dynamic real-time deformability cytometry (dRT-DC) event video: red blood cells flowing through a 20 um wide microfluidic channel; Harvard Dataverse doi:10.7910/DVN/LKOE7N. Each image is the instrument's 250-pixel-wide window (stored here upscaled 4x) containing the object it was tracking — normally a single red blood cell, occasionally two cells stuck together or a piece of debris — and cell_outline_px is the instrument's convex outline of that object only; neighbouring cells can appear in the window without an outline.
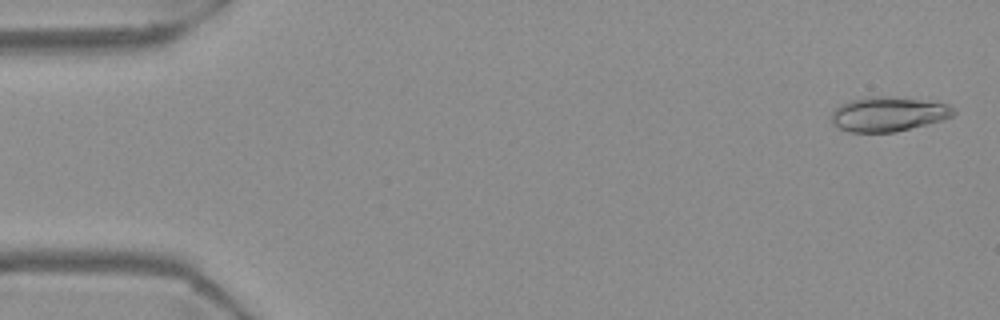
{"species": "Egyptian fruit bat (a non-hibernating species)", "species_latin": "Rousettus aegyptiacus", "temperature_condition": "warm", "stored_images_in_passage": 55, "camera_frame_rate_fps": 3000, "um_per_image_px": 0.085, "frame": {"image": 1, "passage_image": 2, "time_ms": 0.333, "image_size_px": [1000, 320], "cell_outline_px": [[956, 112], [952, 116], [940, 120], [896, 132], [848, 132], [832, 124], [832, 112], [840, 104], [848, 100], [868, 96], [888, 96], [920, 100], [948, 104]], "centroid_in_image_um": [75.44, 9.69], "position_along_channel_um": 9.6, "area_um2": 24.45}}
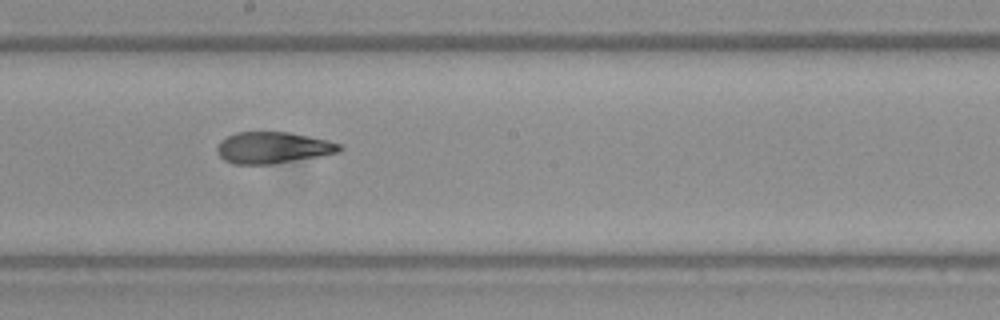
{"frame": {"image": 2, "passage_image": 30, "time_ms": 9.667, "image_size_px": [1000, 320], "cell_outline_px": [[344, 148], [340, 152], [320, 156], [272, 164], [232, 164], [224, 160], [216, 152], [216, 148], [220, 140], [236, 132], [288, 132], [328, 140], [340, 144]], "centroid_in_image_um": [23.19, 12.55], "position_along_channel_um": 225.0, "area_um2": 22.54}}
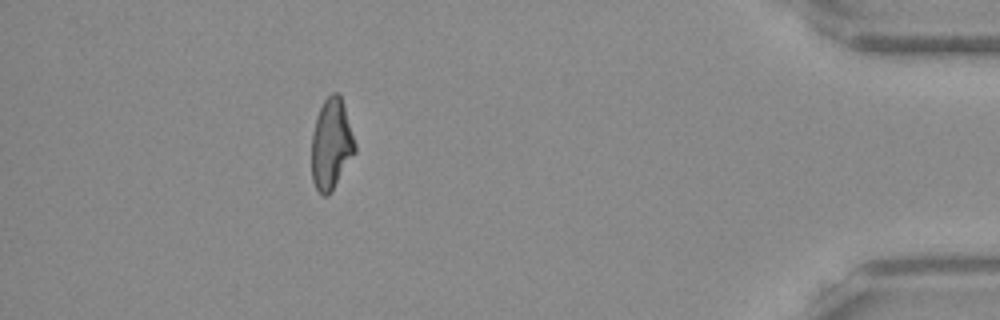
{"frame": {"image": 3, "passage_image": 49, "time_ms": 16.0, "image_size_px": [1000, 320], "cell_outline_px": [[356, 152], [328, 196], [324, 196], [316, 188], [312, 180], [312, 136], [316, 116], [324, 100], [332, 92], [336, 92], [340, 96], [356, 144]], "centroid_in_image_um": [28.15, 12.27], "position_along_channel_um": 407.0, "area_um2": 22.6}, "authors_computed_cell_mechanics": {"area_um2": 23.3512, "velocity_mm_per_s": 3.7247, "shape_relaxation_time_tau1_ms": null, "shape_relaxation_time_tau2_ms": 2.6883, "deformation_change_tau1": null, "deformation_change_tau2": 0.1}}